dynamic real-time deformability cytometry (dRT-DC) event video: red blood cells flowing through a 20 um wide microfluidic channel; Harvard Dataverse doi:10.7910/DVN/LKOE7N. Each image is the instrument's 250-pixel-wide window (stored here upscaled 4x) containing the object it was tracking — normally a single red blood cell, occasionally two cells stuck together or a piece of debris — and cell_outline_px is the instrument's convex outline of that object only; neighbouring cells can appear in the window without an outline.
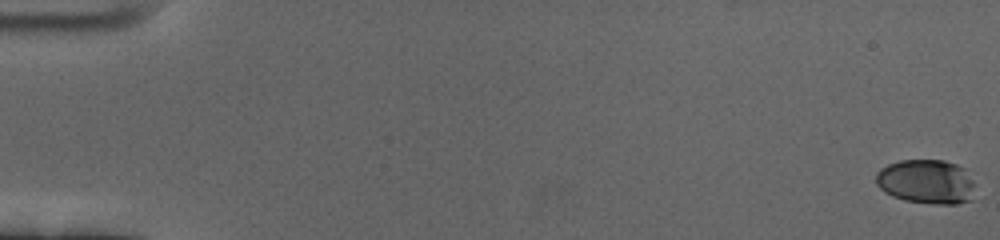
{"species": "human", "species_latin": "Homo sapiens", "temperature_condition": "cold", "stored_images_in_passage": 61, "camera_frame_rate_fps": 3000, "um_per_image_px": 0.085, "donor": {"sex": "female"}, "frame": {"image": 1, "passage_image": 1, "time_ms": 0.0, "image_size_px": [1000, 240], "cell_outline_px": [[972, 200], [956, 204], [932, 204], [904, 200], [892, 196], [884, 192], [876, 184], [876, 172], [880, 168], [888, 164], [900, 160], [944, 160], [956, 164], [964, 168], [972, 180]], "centroid_in_image_um": [78.7, 15.44], "position_along_channel_um": 6.3, "area_um2": 25.72}}
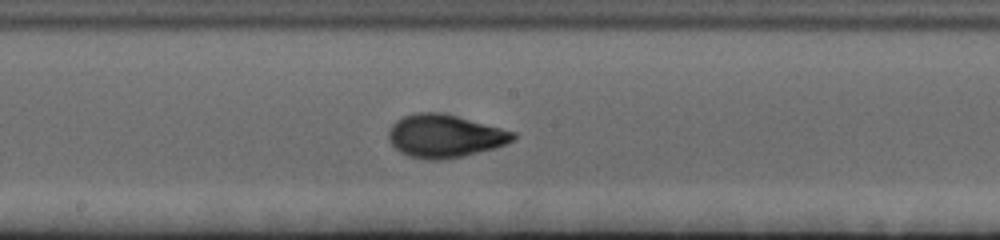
{"frame": {"image": 2, "passage_image": 34, "time_ms": 11.0, "image_size_px": [1000, 240], "cell_outline_px": [[516, 136], [512, 140], [504, 144], [492, 148], [464, 156], [444, 160], [428, 160], [408, 156], [400, 152], [388, 140], [388, 132], [392, 124], [396, 120], [404, 116], [416, 112], [440, 112], [456, 116], [516, 132]], "centroid_in_image_um": [37.76, 11.56], "position_along_channel_um": 210.4, "area_um2": 31.04}}
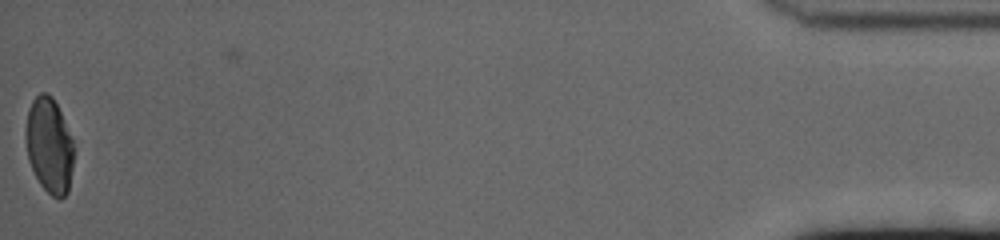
{"frame": {"image": 3, "passage_image": 61, "time_ms": 20.0, "image_size_px": [1000, 240], "cell_outline_px": [[72, 168], [68, 192], [60, 200], [52, 196], [40, 184], [28, 160], [24, 136], [24, 132], [28, 108], [32, 100], [40, 92], [48, 92], [52, 96], [60, 112], [72, 140]], "centroid_in_image_um": [4.14, 12.35], "position_along_channel_um": 431.1, "area_um2": 26.65}, "authors_computed_cell_mechanics": {"area_um2": 28.4954, "velocity_mm_per_s": 3.4424, "shape_relaxation_time_tau1_ms": 3.4454, "shape_relaxation_time_tau2_ms": 1.0942, "deformation_change_tau1": 0.1681, "deformation_change_tau2": 0.0493}}